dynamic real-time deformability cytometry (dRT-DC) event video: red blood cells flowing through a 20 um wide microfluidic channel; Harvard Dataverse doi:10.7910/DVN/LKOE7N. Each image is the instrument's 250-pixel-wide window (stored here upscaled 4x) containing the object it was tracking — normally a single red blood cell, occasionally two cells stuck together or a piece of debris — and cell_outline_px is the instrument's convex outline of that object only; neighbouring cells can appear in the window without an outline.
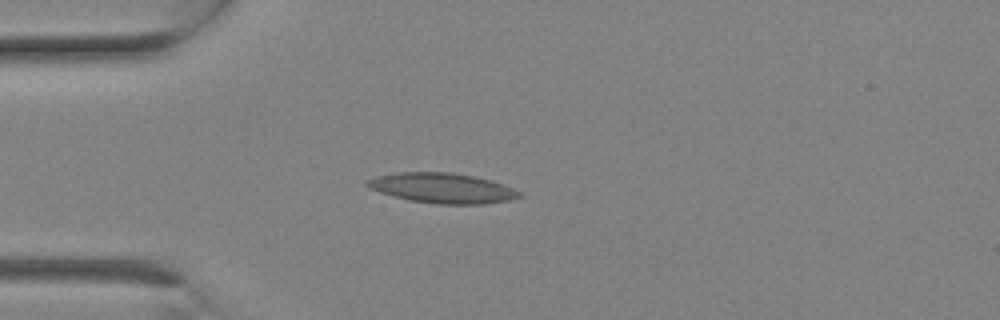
{"species": "Egyptian fruit bat (a non-hibernating species)", "species_latin": "Rousettus aegyptiacus", "temperature_condition": "room temperature", "stored_images_in_passage": 1, "camera_frame_rate_fps": 3000, "um_per_image_px": 0.085, "animal": {"sex": "female"}, "frame": {"image": 1, "passage_image": 1, "time_ms": 0.0, "image_size_px": [1000, 320], "cell_outline_px": [[524, 196], [508, 200], [484, 204], [436, 204], [412, 200], [380, 192], [368, 188], [364, 184], [364, 180], [376, 176], [396, 172], [452, 172], [492, 180], [504, 184], [524, 192]], "centroid_in_image_um": [37.62, 15.98], "position_along_channel_um": 47.4, "area_um2": 26.88}}